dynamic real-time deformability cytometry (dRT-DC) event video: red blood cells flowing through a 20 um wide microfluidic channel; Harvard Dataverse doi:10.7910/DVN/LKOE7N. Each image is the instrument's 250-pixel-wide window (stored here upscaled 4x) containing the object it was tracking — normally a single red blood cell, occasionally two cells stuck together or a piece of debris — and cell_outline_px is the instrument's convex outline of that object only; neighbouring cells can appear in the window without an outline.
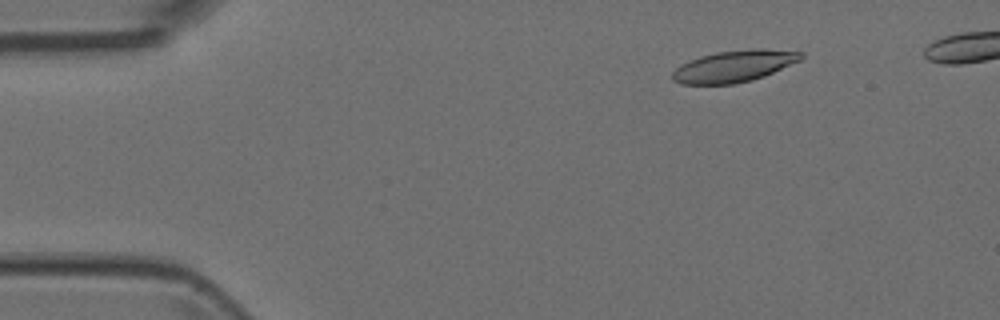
{"species": "Egyptian fruit bat (a non-hibernating species)", "species_latin": "Rousettus aegyptiacus", "temperature_condition": "room temperature", "stored_images_in_passage": 48, "camera_frame_rate_fps": 3000, "um_per_image_px": 0.085, "animal": {"sex": "female"}, "frame": {"image": 1, "passage_image": 7, "time_ms": 2.0, "image_size_px": [1000, 320], "cell_outline_px": [[804, 56], [800, 60], [764, 76], [752, 80], [732, 84], [680, 84], [672, 80], [672, 72], [680, 64], [688, 60], [700, 56], [716, 52], [752, 48], [764, 48], [804, 52]], "centroid_in_image_um": [62.38, 5.61], "position_along_channel_um": 22.6, "area_um2": 23.87}}
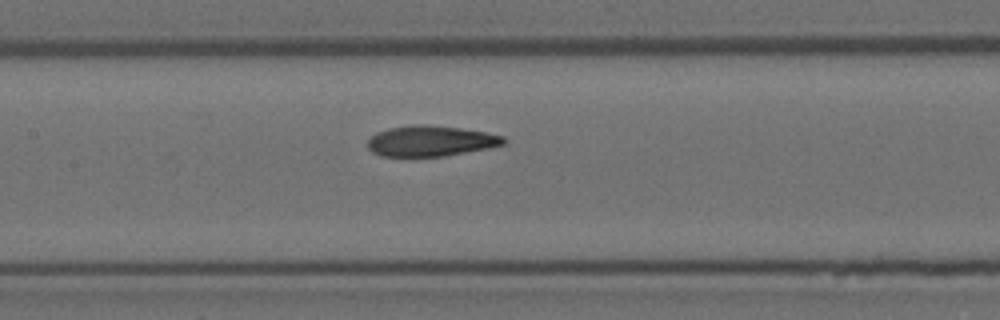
{"frame": {"image": 2, "passage_image": 24, "time_ms": 7.667, "image_size_px": [1000, 320], "cell_outline_px": [[508, 140], [504, 144], [488, 148], [444, 156], [380, 156], [372, 152], [368, 148], [368, 140], [376, 132], [388, 128], [412, 124], [424, 124], [460, 128], [484, 132], [504, 136]], "centroid_in_image_um": [36.59, 11.98], "position_along_channel_um": 170.8, "area_um2": 24.28}}
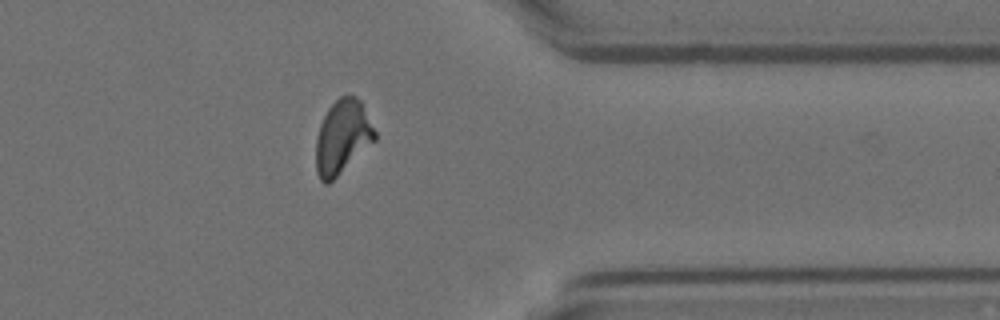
{"frame": {"image": 3, "passage_image": 41, "time_ms": 13.333, "image_size_px": [1000, 320], "cell_outline_px": [[376, 140], [328, 184], [324, 184], [320, 180], [316, 172], [316, 136], [320, 124], [328, 108], [340, 96], [356, 96], [360, 100], [376, 132]], "centroid_in_image_um": [29.09, 11.65], "position_along_channel_um": 382.3, "area_um2": 25.2}}